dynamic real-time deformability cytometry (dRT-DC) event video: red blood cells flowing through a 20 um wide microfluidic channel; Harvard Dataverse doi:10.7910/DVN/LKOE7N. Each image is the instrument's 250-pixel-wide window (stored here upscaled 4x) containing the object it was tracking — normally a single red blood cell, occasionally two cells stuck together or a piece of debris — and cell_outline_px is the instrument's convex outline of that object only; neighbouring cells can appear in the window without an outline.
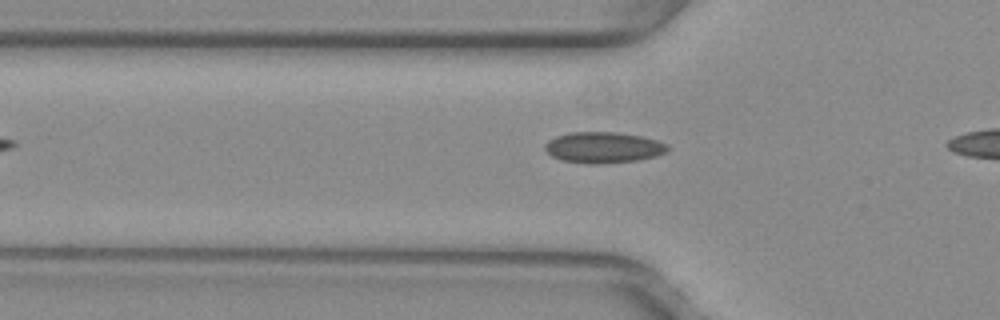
{"species": "common noctule bat (a hibernating species)", "species_latin": "Nyctalus noctula", "temperature_condition": "warm", "stored_images_in_passage": 5, "camera_frame_rate_fps": 3000, "um_per_image_px": 0.085, "animal": {"sex": "female", "body_mass_g": 29.2, "forearm_length_mm": 56.3}, "frame": {"image": 1, "passage_image": 3, "time_ms": 0.667, "image_size_px": [1000, 320], "cell_outline_px": [[668, 152], [656, 156], [636, 160], [600, 164], [592, 164], [560, 160], [552, 156], [544, 148], [544, 144], [548, 140], [556, 136], [572, 132], [616, 132], [640, 136], [656, 140], [668, 144]], "centroid_in_image_um": [51.28, 12.53], "position_along_channel_um": 74.5, "area_um2": 22.14}}